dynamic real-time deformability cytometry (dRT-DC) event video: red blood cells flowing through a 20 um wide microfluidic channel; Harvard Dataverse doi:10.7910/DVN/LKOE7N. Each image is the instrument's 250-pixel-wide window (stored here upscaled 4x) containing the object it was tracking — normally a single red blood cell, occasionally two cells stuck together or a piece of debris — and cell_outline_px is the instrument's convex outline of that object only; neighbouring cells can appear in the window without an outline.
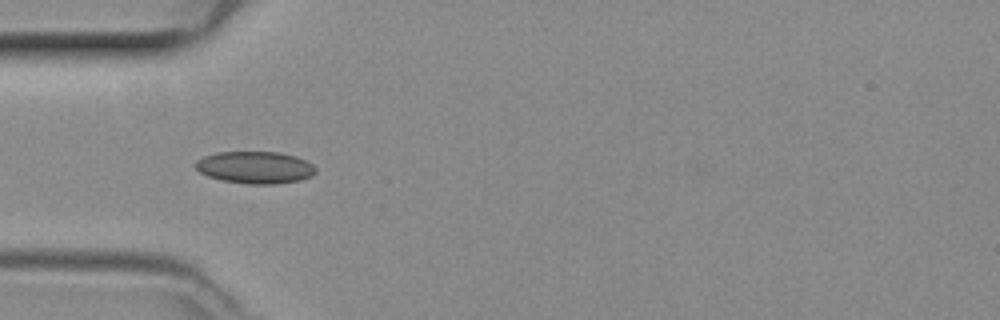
{"species": "common noctule bat (a hibernating species)", "species_latin": "Nyctalus noctula", "temperature_condition": "room temperature", "stored_images_in_passage": 36, "camera_frame_rate_fps": 3000, "um_per_image_px": 0.085, "animal": {"sex": "female", "body_mass_g": 29.2, "forearm_length_mm": 56.3}, "frame": {"image": 1, "passage_image": 3, "time_ms": 0.667, "image_size_px": [1000, 320], "cell_outline_px": [[316, 172], [312, 176], [300, 180], [276, 184], [248, 184], [220, 180], [208, 176], [200, 172], [196, 168], [196, 160], [204, 156], [216, 152], [280, 152], [296, 156], [312, 164], [316, 168]], "centroid_in_image_um": [21.69, 14.23], "position_along_channel_um": 63.3, "area_um2": 22.6}}
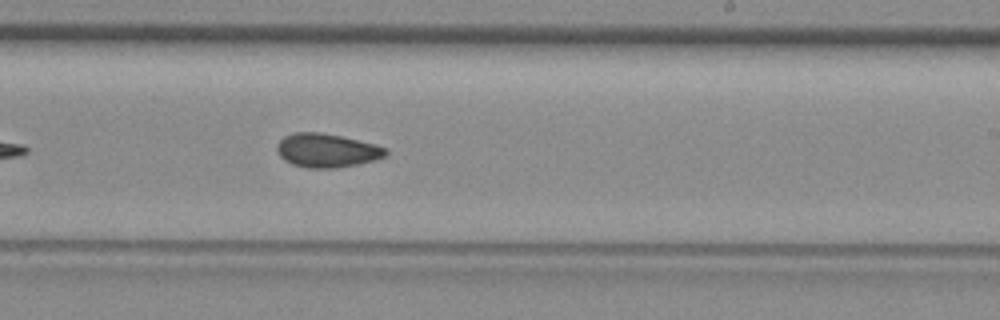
{"frame": {"image": 2, "passage_image": 17, "time_ms": 5.333, "image_size_px": [1000, 320], "cell_outline_px": [[388, 152], [384, 156], [372, 160], [356, 164], [336, 168], [308, 168], [292, 164], [284, 160], [276, 152], [276, 144], [284, 136], [292, 132], [320, 132], [340, 136], [376, 144], [388, 148]], "centroid_in_image_um": [27.74, 12.78], "position_along_channel_um": 261.3, "area_um2": 21.44}}
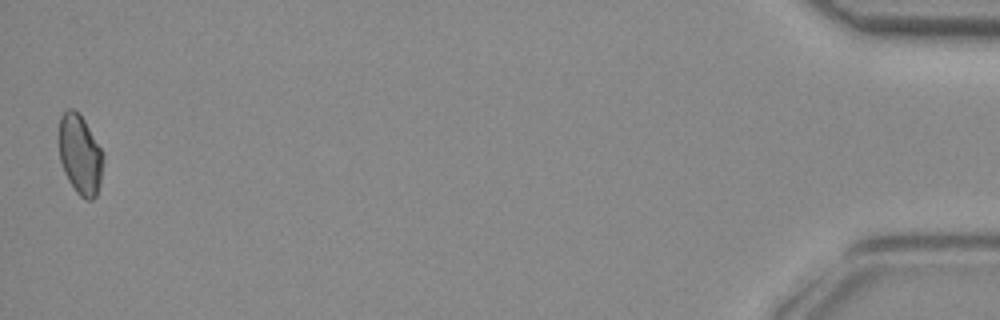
{"frame": {"image": 3, "passage_image": 36, "time_ms": 11.667, "image_size_px": [1000, 320], "cell_outline_px": [[104, 156], [100, 184], [96, 196], [92, 200], [84, 200], [76, 192], [68, 180], [64, 172], [60, 160], [60, 116], [68, 108], [72, 108], [84, 120], [100, 148]], "centroid_in_image_um": [6.81, 13.19], "position_along_channel_um": 428.4, "area_um2": 20.29}}